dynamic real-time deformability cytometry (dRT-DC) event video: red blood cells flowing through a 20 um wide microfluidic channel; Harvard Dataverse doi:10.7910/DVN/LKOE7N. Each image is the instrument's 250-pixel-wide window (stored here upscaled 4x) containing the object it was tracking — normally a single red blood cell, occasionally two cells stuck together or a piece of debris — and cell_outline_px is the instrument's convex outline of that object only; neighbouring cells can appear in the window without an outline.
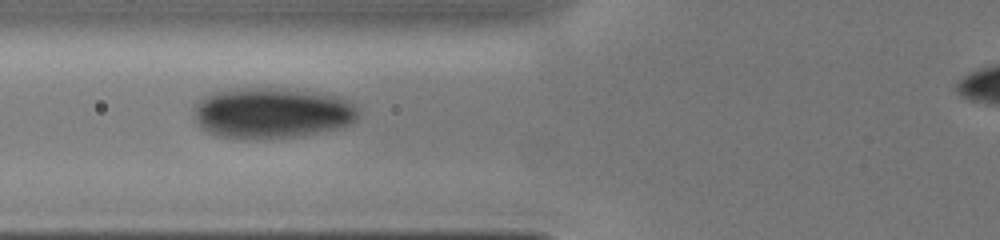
{"species": "human", "species_latin": "Homo sapiens", "temperature_condition": "cold", "stored_images_in_passage": 3, "camera_frame_rate_fps": 3000, "um_per_image_px": 0.085, "donor": {"sex": "male"}, "frame": {"image": 1, "passage_image": 2, "time_ms": 1.0, "image_size_px": [1000, 240], "cell_outline_px": [[360, 112], [356, 120], [352, 124], [304, 136], [248, 140], [216, 136], [200, 128], [196, 120], [192, 108], [204, 96], [212, 92], [228, 88], [284, 88], [340, 96], [348, 100]], "centroid_in_image_um": [23.08, 9.61], "position_along_channel_um": 102.7, "area_um2": 49.48}}
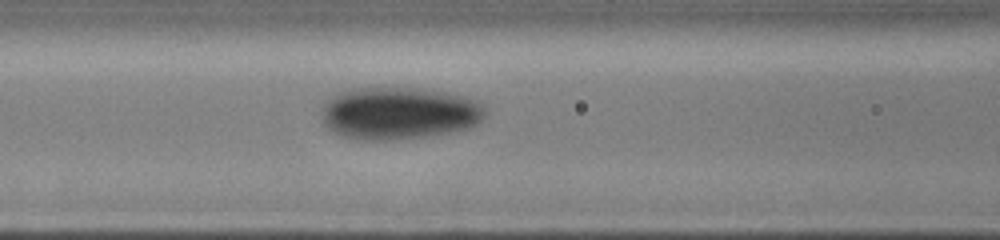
{"frame": {"image": 2, "passage_image": 3, "time_ms": 1.667, "image_size_px": [1000, 240], "cell_outline_px": [[484, 116], [476, 124], [468, 128], [448, 132], [424, 136], [388, 140], [356, 140], [340, 136], [328, 128], [324, 124], [320, 116], [320, 112], [324, 104], [336, 92], [356, 88], [420, 88], [448, 92], [476, 100], [484, 108]], "centroid_in_image_um": [33.84, 9.62], "position_along_channel_um": 132.8, "area_um2": 50.05}}